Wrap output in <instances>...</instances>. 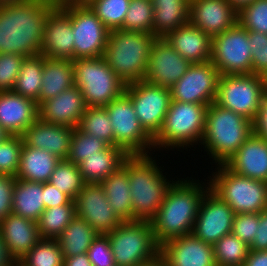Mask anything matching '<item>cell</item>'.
<instances>
[{"label": "cell", "instance_id": "6da1fadb", "mask_svg": "<svg viewBox=\"0 0 267 266\" xmlns=\"http://www.w3.org/2000/svg\"><path fill=\"white\" fill-rule=\"evenodd\" d=\"M57 5L45 0H4L0 3V54L40 55L44 27Z\"/></svg>", "mask_w": 267, "mask_h": 266}, {"label": "cell", "instance_id": "7a4b0ae2", "mask_svg": "<svg viewBox=\"0 0 267 266\" xmlns=\"http://www.w3.org/2000/svg\"><path fill=\"white\" fill-rule=\"evenodd\" d=\"M202 182L192 177L177 178L169 186L162 205L150 221L159 246L170 239L192 234L200 203L210 189L209 182Z\"/></svg>", "mask_w": 267, "mask_h": 266}, {"label": "cell", "instance_id": "3957f363", "mask_svg": "<svg viewBox=\"0 0 267 266\" xmlns=\"http://www.w3.org/2000/svg\"><path fill=\"white\" fill-rule=\"evenodd\" d=\"M151 155H129L123 162L128 169L134 221H151L174 181L163 175L165 169L162 170Z\"/></svg>", "mask_w": 267, "mask_h": 266}, {"label": "cell", "instance_id": "277c9868", "mask_svg": "<svg viewBox=\"0 0 267 266\" xmlns=\"http://www.w3.org/2000/svg\"><path fill=\"white\" fill-rule=\"evenodd\" d=\"M252 133V121L213 102L207 107L200 145L215 165L225 164Z\"/></svg>", "mask_w": 267, "mask_h": 266}, {"label": "cell", "instance_id": "5b68a950", "mask_svg": "<svg viewBox=\"0 0 267 266\" xmlns=\"http://www.w3.org/2000/svg\"><path fill=\"white\" fill-rule=\"evenodd\" d=\"M156 39L151 33L109 30L103 57L124 83L144 80L150 50Z\"/></svg>", "mask_w": 267, "mask_h": 266}, {"label": "cell", "instance_id": "8992f818", "mask_svg": "<svg viewBox=\"0 0 267 266\" xmlns=\"http://www.w3.org/2000/svg\"><path fill=\"white\" fill-rule=\"evenodd\" d=\"M207 107L205 104L171 100L162 127L153 138L154 152L155 148L180 151V147L187 149L190 145H200L205 132Z\"/></svg>", "mask_w": 267, "mask_h": 266}, {"label": "cell", "instance_id": "52a82bcc", "mask_svg": "<svg viewBox=\"0 0 267 266\" xmlns=\"http://www.w3.org/2000/svg\"><path fill=\"white\" fill-rule=\"evenodd\" d=\"M208 176L210 189L235 212L259 213L267 208V182L241 176L225 164Z\"/></svg>", "mask_w": 267, "mask_h": 266}, {"label": "cell", "instance_id": "ba28073f", "mask_svg": "<svg viewBox=\"0 0 267 266\" xmlns=\"http://www.w3.org/2000/svg\"><path fill=\"white\" fill-rule=\"evenodd\" d=\"M74 85L87 107H105L125 92L124 83L108 66L104 57L73 60Z\"/></svg>", "mask_w": 267, "mask_h": 266}, {"label": "cell", "instance_id": "9c48e42d", "mask_svg": "<svg viewBox=\"0 0 267 266\" xmlns=\"http://www.w3.org/2000/svg\"><path fill=\"white\" fill-rule=\"evenodd\" d=\"M106 235L116 266L142 265L159 255L150 221H125Z\"/></svg>", "mask_w": 267, "mask_h": 266}, {"label": "cell", "instance_id": "30bf717a", "mask_svg": "<svg viewBox=\"0 0 267 266\" xmlns=\"http://www.w3.org/2000/svg\"><path fill=\"white\" fill-rule=\"evenodd\" d=\"M267 94V79L255 74L220 75L215 103L254 122Z\"/></svg>", "mask_w": 267, "mask_h": 266}, {"label": "cell", "instance_id": "8fae6325", "mask_svg": "<svg viewBox=\"0 0 267 266\" xmlns=\"http://www.w3.org/2000/svg\"><path fill=\"white\" fill-rule=\"evenodd\" d=\"M105 108L114 132V146L120 147L128 155L152 154L153 138L138 120L126 92L106 105Z\"/></svg>", "mask_w": 267, "mask_h": 266}, {"label": "cell", "instance_id": "7c38bea8", "mask_svg": "<svg viewBox=\"0 0 267 266\" xmlns=\"http://www.w3.org/2000/svg\"><path fill=\"white\" fill-rule=\"evenodd\" d=\"M211 62L220 75L252 73L249 35L238 21L212 37Z\"/></svg>", "mask_w": 267, "mask_h": 266}, {"label": "cell", "instance_id": "4fadbf2b", "mask_svg": "<svg viewBox=\"0 0 267 266\" xmlns=\"http://www.w3.org/2000/svg\"><path fill=\"white\" fill-rule=\"evenodd\" d=\"M69 15L74 40V60L103 57L109 29L88 5H60Z\"/></svg>", "mask_w": 267, "mask_h": 266}, {"label": "cell", "instance_id": "5bb4252c", "mask_svg": "<svg viewBox=\"0 0 267 266\" xmlns=\"http://www.w3.org/2000/svg\"><path fill=\"white\" fill-rule=\"evenodd\" d=\"M134 111L145 131L154 138L160 131L171 102L170 88L145 80L126 85Z\"/></svg>", "mask_w": 267, "mask_h": 266}, {"label": "cell", "instance_id": "9a60e30c", "mask_svg": "<svg viewBox=\"0 0 267 266\" xmlns=\"http://www.w3.org/2000/svg\"><path fill=\"white\" fill-rule=\"evenodd\" d=\"M220 74L211 62L193 63L171 88V100L210 105L217 96Z\"/></svg>", "mask_w": 267, "mask_h": 266}, {"label": "cell", "instance_id": "2e32d148", "mask_svg": "<svg viewBox=\"0 0 267 266\" xmlns=\"http://www.w3.org/2000/svg\"><path fill=\"white\" fill-rule=\"evenodd\" d=\"M234 216V210L209 189L200 203L192 234L213 246L231 233Z\"/></svg>", "mask_w": 267, "mask_h": 266}, {"label": "cell", "instance_id": "e0dca14e", "mask_svg": "<svg viewBox=\"0 0 267 266\" xmlns=\"http://www.w3.org/2000/svg\"><path fill=\"white\" fill-rule=\"evenodd\" d=\"M75 207L76 216L99 234H107L123 222L110 206L104 187L99 183H86L75 199Z\"/></svg>", "mask_w": 267, "mask_h": 266}, {"label": "cell", "instance_id": "ac0fdd59", "mask_svg": "<svg viewBox=\"0 0 267 266\" xmlns=\"http://www.w3.org/2000/svg\"><path fill=\"white\" fill-rule=\"evenodd\" d=\"M191 63L173 49L164 38L152 44L144 80L148 83L171 88L188 70Z\"/></svg>", "mask_w": 267, "mask_h": 266}, {"label": "cell", "instance_id": "d6986e66", "mask_svg": "<svg viewBox=\"0 0 267 266\" xmlns=\"http://www.w3.org/2000/svg\"><path fill=\"white\" fill-rule=\"evenodd\" d=\"M159 255L167 266H217L213 246L193 234L166 241L160 245Z\"/></svg>", "mask_w": 267, "mask_h": 266}, {"label": "cell", "instance_id": "ffe728a7", "mask_svg": "<svg viewBox=\"0 0 267 266\" xmlns=\"http://www.w3.org/2000/svg\"><path fill=\"white\" fill-rule=\"evenodd\" d=\"M70 15L56 6L48 15L40 55L52 59L74 60V40Z\"/></svg>", "mask_w": 267, "mask_h": 266}, {"label": "cell", "instance_id": "44dd1931", "mask_svg": "<svg viewBox=\"0 0 267 266\" xmlns=\"http://www.w3.org/2000/svg\"><path fill=\"white\" fill-rule=\"evenodd\" d=\"M237 17L228 0H190L189 23L211 37L232 27Z\"/></svg>", "mask_w": 267, "mask_h": 266}, {"label": "cell", "instance_id": "7402d4cb", "mask_svg": "<svg viewBox=\"0 0 267 266\" xmlns=\"http://www.w3.org/2000/svg\"><path fill=\"white\" fill-rule=\"evenodd\" d=\"M74 128L44 122L38 118L22 134L26 146L39 148L52 153L60 160L69 155Z\"/></svg>", "mask_w": 267, "mask_h": 266}, {"label": "cell", "instance_id": "603a6c76", "mask_svg": "<svg viewBox=\"0 0 267 266\" xmlns=\"http://www.w3.org/2000/svg\"><path fill=\"white\" fill-rule=\"evenodd\" d=\"M86 107L80 89L73 85L41 103L38 106L39 118L44 122L77 128Z\"/></svg>", "mask_w": 267, "mask_h": 266}, {"label": "cell", "instance_id": "cb8c5ba5", "mask_svg": "<svg viewBox=\"0 0 267 266\" xmlns=\"http://www.w3.org/2000/svg\"><path fill=\"white\" fill-rule=\"evenodd\" d=\"M225 165L241 176L267 182V140L253 132Z\"/></svg>", "mask_w": 267, "mask_h": 266}, {"label": "cell", "instance_id": "d4e9b609", "mask_svg": "<svg viewBox=\"0 0 267 266\" xmlns=\"http://www.w3.org/2000/svg\"><path fill=\"white\" fill-rule=\"evenodd\" d=\"M38 118L39 109L35 101L13 91L0 92V126L9 135L22 136Z\"/></svg>", "mask_w": 267, "mask_h": 266}, {"label": "cell", "instance_id": "484cf974", "mask_svg": "<svg viewBox=\"0 0 267 266\" xmlns=\"http://www.w3.org/2000/svg\"><path fill=\"white\" fill-rule=\"evenodd\" d=\"M0 232L9 254L17 263L42 239L37 222L14 213L2 220Z\"/></svg>", "mask_w": 267, "mask_h": 266}, {"label": "cell", "instance_id": "4316f807", "mask_svg": "<svg viewBox=\"0 0 267 266\" xmlns=\"http://www.w3.org/2000/svg\"><path fill=\"white\" fill-rule=\"evenodd\" d=\"M164 39L191 64L211 61L212 37L190 23L170 32Z\"/></svg>", "mask_w": 267, "mask_h": 266}, {"label": "cell", "instance_id": "83f0119b", "mask_svg": "<svg viewBox=\"0 0 267 266\" xmlns=\"http://www.w3.org/2000/svg\"><path fill=\"white\" fill-rule=\"evenodd\" d=\"M128 156L120 147L107 145L97 154L85 157L78 164L83 180L85 183L101 184L123 165Z\"/></svg>", "mask_w": 267, "mask_h": 266}, {"label": "cell", "instance_id": "f1b7e54d", "mask_svg": "<svg viewBox=\"0 0 267 266\" xmlns=\"http://www.w3.org/2000/svg\"><path fill=\"white\" fill-rule=\"evenodd\" d=\"M74 85L73 60L52 59L43 55V75L38 106Z\"/></svg>", "mask_w": 267, "mask_h": 266}, {"label": "cell", "instance_id": "f546056e", "mask_svg": "<svg viewBox=\"0 0 267 266\" xmlns=\"http://www.w3.org/2000/svg\"><path fill=\"white\" fill-rule=\"evenodd\" d=\"M153 34L164 38L189 23L190 0H152Z\"/></svg>", "mask_w": 267, "mask_h": 266}, {"label": "cell", "instance_id": "4dcf8cb0", "mask_svg": "<svg viewBox=\"0 0 267 266\" xmlns=\"http://www.w3.org/2000/svg\"><path fill=\"white\" fill-rule=\"evenodd\" d=\"M59 161L60 159L46 150L23 144L15 178L40 183L48 182Z\"/></svg>", "mask_w": 267, "mask_h": 266}, {"label": "cell", "instance_id": "1f68e13d", "mask_svg": "<svg viewBox=\"0 0 267 266\" xmlns=\"http://www.w3.org/2000/svg\"><path fill=\"white\" fill-rule=\"evenodd\" d=\"M106 198L116 215L123 221H134L131 205V187L128 182V169L122 165L102 183Z\"/></svg>", "mask_w": 267, "mask_h": 266}, {"label": "cell", "instance_id": "d6a6232c", "mask_svg": "<svg viewBox=\"0 0 267 266\" xmlns=\"http://www.w3.org/2000/svg\"><path fill=\"white\" fill-rule=\"evenodd\" d=\"M43 199V183L16 178L12 213L37 222L45 209Z\"/></svg>", "mask_w": 267, "mask_h": 266}, {"label": "cell", "instance_id": "836d02e7", "mask_svg": "<svg viewBox=\"0 0 267 266\" xmlns=\"http://www.w3.org/2000/svg\"><path fill=\"white\" fill-rule=\"evenodd\" d=\"M98 234L86 221L76 216L57 238L63 258L87 253Z\"/></svg>", "mask_w": 267, "mask_h": 266}, {"label": "cell", "instance_id": "e575fe53", "mask_svg": "<svg viewBox=\"0 0 267 266\" xmlns=\"http://www.w3.org/2000/svg\"><path fill=\"white\" fill-rule=\"evenodd\" d=\"M42 75L43 55L25 57L12 91L35 101L38 105Z\"/></svg>", "mask_w": 267, "mask_h": 266}, {"label": "cell", "instance_id": "d590c367", "mask_svg": "<svg viewBox=\"0 0 267 266\" xmlns=\"http://www.w3.org/2000/svg\"><path fill=\"white\" fill-rule=\"evenodd\" d=\"M75 217V200H71L66 205L44 209L37 220L40 237L57 239Z\"/></svg>", "mask_w": 267, "mask_h": 266}, {"label": "cell", "instance_id": "8d00e7d4", "mask_svg": "<svg viewBox=\"0 0 267 266\" xmlns=\"http://www.w3.org/2000/svg\"><path fill=\"white\" fill-rule=\"evenodd\" d=\"M78 128L114 146V132L105 107H86Z\"/></svg>", "mask_w": 267, "mask_h": 266}, {"label": "cell", "instance_id": "74e56055", "mask_svg": "<svg viewBox=\"0 0 267 266\" xmlns=\"http://www.w3.org/2000/svg\"><path fill=\"white\" fill-rule=\"evenodd\" d=\"M59 191L75 200L86 184L80 173L79 166L69 160H60L48 181Z\"/></svg>", "mask_w": 267, "mask_h": 266}, {"label": "cell", "instance_id": "f35d334b", "mask_svg": "<svg viewBox=\"0 0 267 266\" xmlns=\"http://www.w3.org/2000/svg\"><path fill=\"white\" fill-rule=\"evenodd\" d=\"M249 250V246L232 233L224 235L213 245L217 266H242Z\"/></svg>", "mask_w": 267, "mask_h": 266}, {"label": "cell", "instance_id": "ab89813d", "mask_svg": "<svg viewBox=\"0 0 267 266\" xmlns=\"http://www.w3.org/2000/svg\"><path fill=\"white\" fill-rule=\"evenodd\" d=\"M57 239L42 238L17 264L19 266H63Z\"/></svg>", "mask_w": 267, "mask_h": 266}, {"label": "cell", "instance_id": "60d3db41", "mask_svg": "<svg viewBox=\"0 0 267 266\" xmlns=\"http://www.w3.org/2000/svg\"><path fill=\"white\" fill-rule=\"evenodd\" d=\"M153 13L152 0H130L121 30L153 34Z\"/></svg>", "mask_w": 267, "mask_h": 266}, {"label": "cell", "instance_id": "b9f144b4", "mask_svg": "<svg viewBox=\"0 0 267 266\" xmlns=\"http://www.w3.org/2000/svg\"><path fill=\"white\" fill-rule=\"evenodd\" d=\"M130 0H93L88 6L109 29H121Z\"/></svg>", "mask_w": 267, "mask_h": 266}, {"label": "cell", "instance_id": "7bdbcfd3", "mask_svg": "<svg viewBox=\"0 0 267 266\" xmlns=\"http://www.w3.org/2000/svg\"><path fill=\"white\" fill-rule=\"evenodd\" d=\"M106 146L103 140L74 128L67 160L78 165L85 157L97 154Z\"/></svg>", "mask_w": 267, "mask_h": 266}, {"label": "cell", "instance_id": "ee69618b", "mask_svg": "<svg viewBox=\"0 0 267 266\" xmlns=\"http://www.w3.org/2000/svg\"><path fill=\"white\" fill-rule=\"evenodd\" d=\"M22 136L10 135L0 142V174L16 177L21 158Z\"/></svg>", "mask_w": 267, "mask_h": 266}, {"label": "cell", "instance_id": "f6af8a7d", "mask_svg": "<svg viewBox=\"0 0 267 266\" xmlns=\"http://www.w3.org/2000/svg\"><path fill=\"white\" fill-rule=\"evenodd\" d=\"M237 21L246 30L267 34V0H255L242 8Z\"/></svg>", "mask_w": 267, "mask_h": 266}, {"label": "cell", "instance_id": "bcb514c9", "mask_svg": "<svg viewBox=\"0 0 267 266\" xmlns=\"http://www.w3.org/2000/svg\"><path fill=\"white\" fill-rule=\"evenodd\" d=\"M247 32L252 54V74L267 79V34Z\"/></svg>", "mask_w": 267, "mask_h": 266}, {"label": "cell", "instance_id": "7dc6e473", "mask_svg": "<svg viewBox=\"0 0 267 266\" xmlns=\"http://www.w3.org/2000/svg\"><path fill=\"white\" fill-rule=\"evenodd\" d=\"M24 58L18 54H0V92L13 90Z\"/></svg>", "mask_w": 267, "mask_h": 266}, {"label": "cell", "instance_id": "c3c4849f", "mask_svg": "<svg viewBox=\"0 0 267 266\" xmlns=\"http://www.w3.org/2000/svg\"><path fill=\"white\" fill-rule=\"evenodd\" d=\"M258 223L259 213L235 214L231 233L249 246L255 238Z\"/></svg>", "mask_w": 267, "mask_h": 266}, {"label": "cell", "instance_id": "681fc988", "mask_svg": "<svg viewBox=\"0 0 267 266\" xmlns=\"http://www.w3.org/2000/svg\"><path fill=\"white\" fill-rule=\"evenodd\" d=\"M87 256L93 266H115L110 241L106 234H98L88 248Z\"/></svg>", "mask_w": 267, "mask_h": 266}, {"label": "cell", "instance_id": "f907efd6", "mask_svg": "<svg viewBox=\"0 0 267 266\" xmlns=\"http://www.w3.org/2000/svg\"><path fill=\"white\" fill-rule=\"evenodd\" d=\"M16 178L0 174V223L12 213V197Z\"/></svg>", "mask_w": 267, "mask_h": 266}, {"label": "cell", "instance_id": "816d5d0a", "mask_svg": "<svg viewBox=\"0 0 267 266\" xmlns=\"http://www.w3.org/2000/svg\"><path fill=\"white\" fill-rule=\"evenodd\" d=\"M45 209L68 204L72 199L49 182L43 183Z\"/></svg>", "mask_w": 267, "mask_h": 266}, {"label": "cell", "instance_id": "f5cc1de1", "mask_svg": "<svg viewBox=\"0 0 267 266\" xmlns=\"http://www.w3.org/2000/svg\"><path fill=\"white\" fill-rule=\"evenodd\" d=\"M255 234L249 249L254 251L267 250V208L259 212V223Z\"/></svg>", "mask_w": 267, "mask_h": 266}, {"label": "cell", "instance_id": "db71d44e", "mask_svg": "<svg viewBox=\"0 0 267 266\" xmlns=\"http://www.w3.org/2000/svg\"><path fill=\"white\" fill-rule=\"evenodd\" d=\"M253 132L267 140V94L263 97L253 122Z\"/></svg>", "mask_w": 267, "mask_h": 266}, {"label": "cell", "instance_id": "11a10c76", "mask_svg": "<svg viewBox=\"0 0 267 266\" xmlns=\"http://www.w3.org/2000/svg\"><path fill=\"white\" fill-rule=\"evenodd\" d=\"M242 266H267V250H249L247 259L244 261Z\"/></svg>", "mask_w": 267, "mask_h": 266}, {"label": "cell", "instance_id": "9f6ffc18", "mask_svg": "<svg viewBox=\"0 0 267 266\" xmlns=\"http://www.w3.org/2000/svg\"><path fill=\"white\" fill-rule=\"evenodd\" d=\"M63 266H93L88 259L87 253L72 257H64Z\"/></svg>", "mask_w": 267, "mask_h": 266}, {"label": "cell", "instance_id": "6f0895ef", "mask_svg": "<svg viewBox=\"0 0 267 266\" xmlns=\"http://www.w3.org/2000/svg\"><path fill=\"white\" fill-rule=\"evenodd\" d=\"M17 262L9 254L0 232V266H16Z\"/></svg>", "mask_w": 267, "mask_h": 266}, {"label": "cell", "instance_id": "680465c9", "mask_svg": "<svg viewBox=\"0 0 267 266\" xmlns=\"http://www.w3.org/2000/svg\"><path fill=\"white\" fill-rule=\"evenodd\" d=\"M230 2V5L239 12L242 8L245 6L253 3L255 0H228Z\"/></svg>", "mask_w": 267, "mask_h": 266}, {"label": "cell", "instance_id": "91938a15", "mask_svg": "<svg viewBox=\"0 0 267 266\" xmlns=\"http://www.w3.org/2000/svg\"><path fill=\"white\" fill-rule=\"evenodd\" d=\"M138 266H167L165 260L158 255L154 260Z\"/></svg>", "mask_w": 267, "mask_h": 266}, {"label": "cell", "instance_id": "94428289", "mask_svg": "<svg viewBox=\"0 0 267 266\" xmlns=\"http://www.w3.org/2000/svg\"><path fill=\"white\" fill-rule=\"evenodd\" d=\"M93 0H66L61 5H89Z\"/></svg>", "mask_w": 267, "mask_h": 266}, {"label": "cell", "instance_id": "6125c7cd", "mask_svg": "<svg viewBox=\"0 0 267 266\" xmlns=\"http://www.w3.org/2000/svg\"><path fill=\"white\" fill-rule=\"evenodd\" d=\"M9 136V133L0 126V142L4 141Z\"/></svg>", "mask_w": 267, "mask_h": 266}, {"label": "cell", "instance_id": "be15d7a7", "mask_svg": "<svg viewBox=\"0 0 267 266\" xmlns=\"http://www.w3.org/2000/svg\"><path fill=\"white\" fill-rule=\"evenodd\" d=\"M45 1L51 2L58 6V5L63 4L66 0H45Z\"/></svg>", "mask_w": 267, "mask_h": 266}]
</instances>
